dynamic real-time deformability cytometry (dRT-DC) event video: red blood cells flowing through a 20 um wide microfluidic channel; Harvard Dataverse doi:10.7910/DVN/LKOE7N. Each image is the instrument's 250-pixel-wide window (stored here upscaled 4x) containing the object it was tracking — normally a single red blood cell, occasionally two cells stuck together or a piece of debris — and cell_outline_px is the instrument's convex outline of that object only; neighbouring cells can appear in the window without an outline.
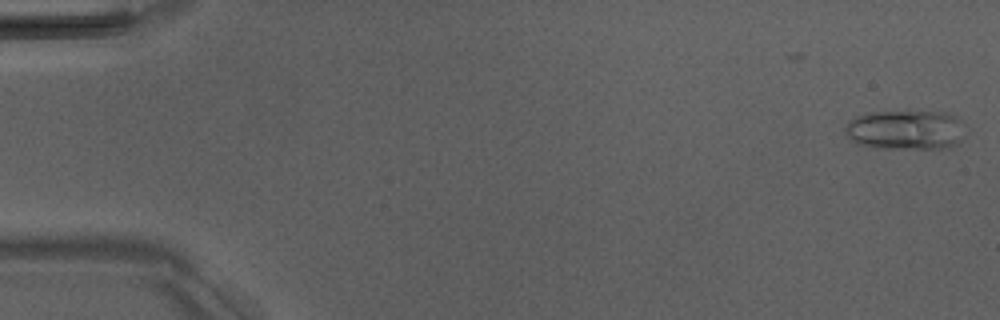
{"species": "Egyptian fruit bat (a non-hibernating species)", "species_latin": "Rousettus aegyptiacus", "temperature_condition": "room temperature", "stored_images_in_passage": 5, "camera_frame_rate_fps": 3000, "um_per_image_px": 0.085, "animal": {"sex": "male"}, "frame": {"image": 1, "passage_image": 1, "time_ms": 0.0, "image_size_px": [1000, 320], "cell_outline_px": [[964, 136], [960, 144], [948, 148], [880, 148], [856, 144], [844, 136], [844, 132], [848, 120], [856, 116], [868, 112], [948, 112], [956, 116], [960, 120]], "centroid_in_image_um": [76.95, 11.05], "position_along_channel_um": 8.0, "area_um2": 28.09}}
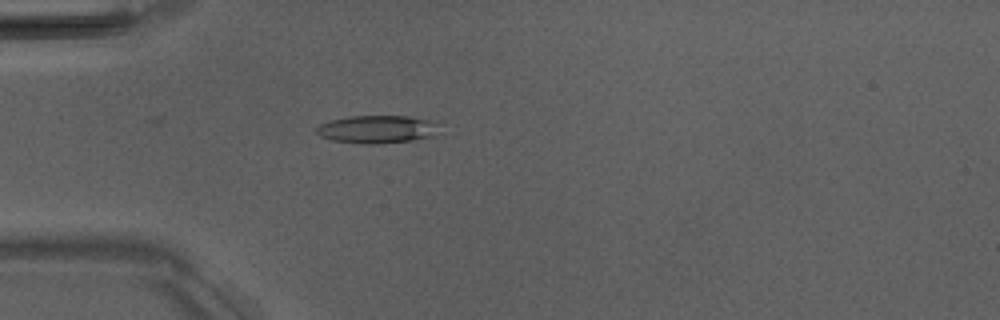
{"frame": {"image": 2, "passage_image": 5, "time_ms": 4.667, "image_size_px": [1000, 320], "cell_outline_px": [[436, 136], [412, 140], [376, 144], [364, 144], [332, 140], [320, 136], [312, 128], [320, 124], [332, 120], [352, 116], [408, 116], [428, 120], [436, 124]], "centroid_in_image_um": [32.0, 10.99], "position_along_channel_um": 53.0, "area_um2": 19.83}}